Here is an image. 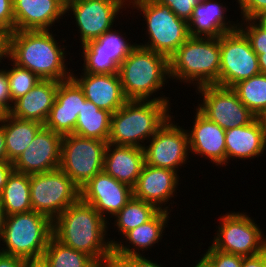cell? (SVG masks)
Returning <instances> with one entry per match:
<instances>
[{"mask_svg": "<svg viewBox=\"0 0 266 267\" xmlns=\"http://www.w3.org/2000/svg\"><path fill=\"white\" fill-rule=\"evenodd\" d=\"M232 89L255 117H259L266 109V74L260 73L242 80Z\"/></svg>", "mask_w": 266, "mask_h": 267, "instance_id": "obj_33", "label": "cell"}, {"mask_svg": "<svg viewBox=\"0 0 266 267\" xmlns=\"http://www.w3.org/2000/svg\"><path fill=\"white\" fill-rule=\"evenodd\" d=\"M220 2L205 0L195 6L188 22L190 37L219 38L225 33L238 29L239 23L230 21L226 15L228 6Z\"/></svg>", "mask_w": 266, "mask_h": 267, "instance_id": "obj_23", "label": "cell"}, {"mask_svg": "<svg viewBox=\"0 0 266 267\" xmlns=\"http://www.w3.org/2000/svg\"><path fill=\"white\" fill-rule=\"evenodd\" d=\"M125 35V36H123ZM126 33L111 29L96 40L82 46L83 70L91 74L118 72L121 62L130 54L137 43L131 44ZM127 39V40H126Z\"/></svg>", "mask_w": 266, "mask_h": 267, "instance_id": "obj_15", "label": "cell"}, {"mask_svg": "<svg viewBox=\"0 0 266 267\" xmlns=\"http://www.w3.org/2000/svg\"><path fill=\"white\" fill-rule=\"evenodd\" d=\"M71 77L82 88L85 98L99 109L113 114L128 101L124 95L118 72L110 74L81 72L79 78L72 72Z\"/></svg>", "mask_w": 266, "mask_h": 267, "instance_id": "obj_22", "label": "cell"}, {"mask_svg": "<svg viewBox=\"0 0 266 267\" xmlns=\"http://www.w3.org/2000/svg\"><path fill=\"white\" fill-rule=\"evenodd\" d=\"M55 36L52 30L14 31L8 35L7 60L41 79L67 80L73 71L66 66L67 46L59 44Z\"/></svg>", "mask_w": 266, "mask_h": 267, "instance_id": "obj_2", "label": "cell"}, {"mask_svg": "<svg viewBox=\"0 0 266 267\" xmlns=\"http://www.w3.org/2000/svg\"><path fill=\"white\" fill-rule=\"evenodd\" d=\"M225 139L227 166L231 159H255L266 150V129L258 117L248 125L225 130Z\"/></svg>", "mask_w": 266, "mask_h": 267, "instance_id": "obj_24", "label": "cell"}, {"mask_svg": "<svg viewBox=\"0 0 266 267\" xmlns=\"http://www.w3.org/2000/svg\"><path fill=\"white\" fill-rule=\"evenodd\" d=\"M63 3H65V4H67V3H69V2H71V1H73V0H61Z\"/></svg>", "mask_w": 266, "mask_h": 267, "instance_id": "obj_55", "label": "cell"}, {"mask_svg": "<svg viewBox=\"0 0 266 267\" xmlns=\"http://www.w3.org/2000/svg\"><path fill=\"white\" fill-rule=\"evenodd\" d=\"M170 79L194 85L220 86V37H189L169 58Z\"/></svg>", "mask_w": 266, "mask_h": 267, "instance_id": "obj_5", "label": "cell"}, {"mask_svg": "<svg viewBox=\"0 0 266 267\" xmlns=\"http://www.w3.org/2000/svg\"><path fill=\"white\" fill-rule=\"evenodd\" d=\"M25 267H44L40 262H28Z\"/></svg>", "mask_w": 266, "mask_h": 267, "instance_id": "obj_53", "label": "cell"}, {"mask_svg": "<svg viewBox=\"0 0 266 267\" xmlns=\"http://www.w3.org/2000/svg\"><path fill=\"white\" fill-rule=\"evenodd\" d=\"M198 3H201V2H203V1H205V0H196Z\"/></svg>", "mask_w": 266, "mask_h": 267, "instance_id": "obj_56", "label": "cell"}, {"mask_svg": "<svg viewBox=\"0 0 266 267\" xmlns=\"http://www.w3.org/2000/svg\"><path fill=\"white\" fill-rule=\"evenodd\" d=\"M112 113L99 109L88 99L82 104L78 114L74 135L83 138H95L108 142L111 130Z\"/></svg>", "mask_w": 266, "mask_h": 267, "instance_id": "obj_29", "label": "cell"}, {"mask_svg": "<svg viewBox=\"0 0 266 267\" xmlns=\"http://www.w3.org/2000/svg\"><path fill=\"white\" fill-rule=\"evenodd\" d=\"M172 118L175 117L171 116L143 149L145 164L178 172L189 160L190 149L187 131Z\"/></svg>", "mask_w": 266, "mask_h": 267, "instance_id": "obj_14", "label": "cell"}, {"mask_svg": "<svg viewBox=\"0 0 266 267\" xmlns=\"http://www.w3.org/2000/svg\"><path fill=\"white\" fill-rule=\"evenodd\" d=\"M65 11L61 0H13L15 31L50 30L68 16Z\"/></svg>", "mask_w": 266, "mask_h": 267, "instance_id": "obj_21", "label": "cell"}, {"mask_svg": "<svg viewBox=\"0 0 266 267\" xmlns=\"http://www.w3.org/2000/svg\"><path fill=\"white\" fill-rule=\"evenodd\" d=\"M196 262V265H194L193 267H211L203 257H201V259L197 260Z\"/></svg>", "mask_w": 266, "mask_h": 267, "instance_id": "obj_50", "label": "cell"}, {"mask_svg": "<svg viewBox=\"0 0 266 267\" xmlns=\"http://www.w3.org/2000/svg\"><path fill=\"white\" fill-rule=\"evenodd\" d=\"M85 100L82 88L72 77L60 81L55 102L44 126L62 136L73 134Z\"/></svg>", "mask_w": 266, "mask_h": 267, "instance_id": "obj_19", "label": "cell"}, {"mask_svg": "<svg viewBox=\"0 0 266 267\" xmlns=\"http://www.w3.org/2000/svg\"><path fill=\"white\" fill-rule=\"evenodd\" d=\"M40 263L44 267H100L86 253L65 246L53 236L48 242Z\"/></svg>", "mask_w": 266, "mask_h": 267, "instance_id": "obj_31", "label": "cell"}, {"mask_svg": "<svg viewBox=\"0 0 266 267\" xmlns=\"http://www.w3.org/2000/svg\"><path fill=\"white\" fill-rule=\"evenodd\" d=\"M171 212L159 210L149 221L128 231L125 241H119L113 246V251L121 256H143L154 244L161 242L165 228L168 227ZM167 224V225H166ZM125 242V244H124ZM131 245V246H130ZM145 250V251H144ZM142 251V252H140ZM144 251V252H143ZM142 253V254H141Z\"/></svg>", "mask_w": 266, "mask_h": 267, "instance_id": "obj_25", "label": "cell"}, {"mask_svg": "<svg viewBox=\"0 0 266 267\" xmlns=\"http://www.w3.org/2000/svg\"><path fill=\"white\" fill-rule=\"evenodd\" d=\"M171 104L156 100H128L111 116L108 143L144 148L146 141L171 117Z\"/></svg>", "mask_w": 266, "mask_h": 267, "instance_id": "obj_4", "label": "cell"}, {"mask_svg": "<svg viewBox=\"0 0 266 267\" xmlns=\"http://www.w3.org/2000/svg\"><path fill=\"white\" fill-rule=\"evenodd\" d=\"M258 57L260 72L266 74V50H253Z\"/></svg>", "mask_w": 266, "mask_h": 267, "instance_id": "obj_47", "label": "cell"}, {"mask_svg": "<svg viewBox=\"0 0 266 267\" xmlns=\"http://www.w3.org/2000/svg\"><path fill=\"white\" fill-rule=\"evenodd\" d=\"M8 33L0 28V63L8 58ZM4 57V58H3ZM0 64V65H1Z\"/></svg>", "mask_w": 266, "mask_h": 267, "instance_id": "obj_45", "label": "cell"}, {"mask_svg": "<svg viewBox=\"0 0 266 267\" xmlns=\"http://www.w3.org/2000/svg\"><path fill=\"white\" fill-rule=\"evenodd\" d=\"M257 20L266 28V14L257 18Z\"/></svg>", "mask_w": 266, "mask_h": 267, "instance_id": "obj_54", "label": "cell"}, {"mask_svg": "<svg viewBox=\"0 0 266 267\" xmlns=\"http://www.w3.org/2000/svg\"><path fill=\"white\" fill-rule=\"evenodd\" d=\"M63 136L43 126L33 141L12 163L14 171L35 174L58 169Z\"/></svg>", "mask_w": 266, "mask_h": 267, "instance_id": "obj_17", "label": "cell"}, {"mask_svg": "<svg viewBox=\"0 0 266 267\" xmlns=\"http://www.w3.org/2000/svg\"><path fill=\"white\" fill-rule=\"evenodd\" d=\"M242 20L257 19L266 14V0H237Z\"/></svg>", "mask_w": 266, "mask_h": 267, "instance_id": "obj_38", "label": "cell"}, {"mask_svg": "<svg viewBox=\"0 0 266 267\" xmlns=\"http://www.w3.org/2000/svg\"><path fill=\"white\" fill-rule=\"evenodd\" d=\"M132 197L133 188L119 182L104 170L97 173L80 189V199L92 205L108 223L109 218H113Z\"/></svg>", "mask_w": 266, "mask_h": 267, "instance_id": "obj_16", "label": "cell"}, {"mask_svg": "<svg viewBox=\"0 0 266 267\" xmlns=\"http://www.w3.org/2000/svg\"><path fill=\"white\" fill-rule=\"evenodd\" d=\"M168 6L180 19L190 21L193 9L198 4L196 0H155Z\"/></svg>", "mask_w": 266, "mask_h": 267, "instance_id": "obj_37", "label": "cell"}, {"mask_svg": "<svg viewBox=\"0 0 266 267\" xmlns=\"http://www.w3.org/2000/svg\"><path fill=\"white\" fill-rule=\"evenodd\" d=\"M5 68L0 69V104L9 112L13 106L9 92V81Z\"/></svg>", "mask_w": 266, "mask_h": 267, "instance_id": "obj_41", "label": "cell"}, {"mask_svg": "<svg viewBox=\"0 0 266 267\" xmlns=\"http://www.w3.org/2000/svg\"><path fill=\"white\" fill-rule=\"evenodd\" d=\"M239 29L249 39L252 50H266V28L257 19H245Z\"/></svg>", "mask_w": 266, "mask_h": 267, "instance_id": "obj_35", "label": "cell"}, {"mask_svg": "<svg viewBox=\"0 0 266 267\" xmlns=\"http://www.w3.org/2000/svg\"><path fill=\"white\" fill-rule=\"evenodd\" d=\"M118 75L127 100L170 102L164 93L154 97L170 80L169 58L165 55L137 44L121 62Z\"/></svg>", "mask_w": 266, "mask_h": 267, "instance_id": "obj_3", "label": "cell"}, {"mask_svg": "<svg viewBox=\"0 0 266 267\" xmlns=\"http://www.w3.org/2000/svg\"><path fill=\"white\" fill-rule=\"evenodd\" d=\"M58 84L56 80L42 79L32 90L13 102L9 114L44 125L55 102Z\"/></svg>", "mask_w": 266, "mask_h": 267, "instance_id": "obj_26", "label": "cell"}, {"mask_svg": "<svg viewBox=\"0 0 266 267\" xmlns=\"http://www.w3.org/2000/svg\"><path fill=\"white\" fill-rule=\"evenodd\" d=\"M0 202L6 216L31 211L30 175L13 170L0 194Z\"/></svg>", "mask_w": 266, "mask_h": 267, "instance_id": "obj_30", "label": "cell"}, {"mask_svg": "<svg viewBox=\"0 0 266 267\" xmlns=\"http://www.w3.org/2000/svg\"><path fill=\"white\" fill-rule=\"evenodd\" d=\"M0 161H7L5 136H4L3 126L1 124H0Z\"/></svg>", "mask_w": 266, "mask_h": 267, "instance_id": "obj_48", "label": "cell"}, {"mask_svg": "<svg viewBox=\"0 0 266 267\" xmlns=\"http://www.w3.org/2000/svg\"><path fill=\"white\" fill-rule=\"evenodd\" d=\"M1 125L5 136L7 161L12 163L23 153L37 132L44 126L40 122L19 119L9 113Z\"/></svg>", "mask_w": 266, "mask_h": 267, "instance_id": "obj_28", "label": "cell"}, {"mask_svg": "<svg viewBox=\"0 0 266 267\" xmlns=\"http://www.w3.org/2000/svg\"><path fill=\"white\" fill-rule=\"evenodd\" d=\"M130 7L142 12L146 24L144 30L149 40L138 45L170 58L190 37L188 23L168 6L155 0H130L128 8Z\"/></svg>", "mask_w": 266, "mask_h": 267, "instance_id": "obj_7", "label": "cell"}, {"mask_svg": "<svg viewBox=\"0 0 266 267\" xmlns=\"http://www.w3.org/2000/svg\"><path fill=\"white\" fill-rule=\"evenodd\" d=\"M9 112L0 104V124L4 121Z\"/></svg>", "mask_w": 266, "mask_h": 267, "instance_id": "obj_51", "label": "cell"}, {"mask_svg": "<svg viewBox=\"0 0 266 267\" xmlns=\"http://www.w3.org/2000/svg\"><path fill=\"white\" fill-rule=\"evenodd\" d=\"M108 142L83 138L74 134L63 136L59 168L81 189L97 173L103 171Z\"/></svg>", "mask_w": 266, "mask_h": 267, "instance_id": "obj_10", "label": "cell"}, {"mask_svg": "<svg viewBox=\"0 0 266 267\" xmlns=\"http://www.w3.org/2000/svg\"><path fill=\"white\" fill-rule=\"evenodd\" d=\"M201 256L211 267H241L243 259L242 256L219 251L212 246H209L206 252Z\"/></svg>", "mask_w": 266, "mask_h": 267, "instance_id": "obj_36", "label": "cell"}, {"mask_svg": "<svg viewBox=\"0 0 266 267\" xmlns=\"http://www.w3.org/2000/svg\"><path fill=\"white\" fill-rule=\"evenodd\" d=\"M257 54L238 28L220 36V86L232 88L238 82L260 74Z\"/></svg>", "mask_w": 266, "mask_h": 267, "instance_id": "obj_11", "label": "cell"}, {"mask_svg": "<svg viewBox=\"0 0 266 267\" xmlns=\"http://www.w3.org/2000/svg\"><path fill=\"white\" fill-rule=\"evenodd\" d=\"M159 209L149 202L132 197L129 202L115 215L114 227L118 234L125 235L128 231L149 221ZM120 232V233H119Z\"/></svg>", "mask_w": 266, "mask_h": 267, "instance_id": "obj_32", "label": "cell"}, {"mask_svg": "<svg viewBox=\"0 0 266 267\" xmlns=\"http://www.w3.org/2000/svg\"><path fill=\"white\" fill-rule=\"evenodd\" d=\"M129 2L130 0H73L67 3L65 12L68 15L73 12L81 46L114 28V22L119 18L117 15L123 13Z\"/></svg>", "mask_w": 266, "mask_h": 267, "instance_id": "obj_12", "label": "cell"}, {"mask_svg": "<svg viewBox=\"0 0 266 267\" xmlns=\"http://www.w3.org/2000/svg\"><path fill=\"white\" fill-rule=\"evenodd\" d=\"M12 162L0 161V194L2 193L4 186L6 185L7 178L13 171Z\"/></svg>", "mask_w": 266, "mask_h": 267, "instance_id": "obj_44", "label": "cell"}, {"mask_svg": "<svg viewBox=\"0 0 266 267\" xmlns=\"http://www.w3.org/2000/svg\"><path fill=\"white\" fill-rule=\"evenodd\" d=\"M195 90L203 98L196 108L224 130L248 125L256 118L232 88L206 85Z\"/></svg>", "mask_w": 266, "mask_h": 267, "instance_id": "obj_13", "label": "cell"}, {"mask_svg": "<svg viewBox=\"0 0 266 267\" xmlns=\"http://www.w3.org/2000/svg\"><path fill=\"white\" fill-rule=\"evenodd\" d=\"M27 263L23 258L0 252V267H25Z\"/></svg>", "mask_w": 266, "mask_h": 267, "instance_id": "obj_42", "label": "cell"}, {"mask_svg": "<svg viewBox=\"0 0 266 267\" xmlns=\"http://www.w3.org/2000/svg\"><path fill=\"white\" fill-rule=\"evenodd\" d=\"M148 258L149 257L146 258L145 255L135 256V267H163L161 264H158L157 261Z\"/></svg>", "mask_w": 266, "mask_h": 267, "instance_id": "obj_46", "label": "cell"}, {"mask_svg": "<svg viewBox=\"0 0 266 267\" xmlns=\"http://www.w3.org/2000/svg\"><path fill=\"white\" fill-rule=\"evenodd\" d=\"M5 218H6V215H5V212H4L3 207L1 205V202H0V240H1V237H2V234H3Z\"/></svg>", "mask_w": 266, "mask_h": 267, "instance_id": "obj_49", "label": "cell"}, {"mask_svg": "<svg viewBox=\"0 0 266 267\" xmlns=\"http://www.w3.org/2000/svg\"><path fill=\"white\" fill-rule=\"evenodd\" d=\"M100 267H135V256L125 257L112 251L102 261Z\"/></svg>", "mask_w": 266, "mask_h": 267, "instance_id": "obj_40", "label": "cell"}, {"mask_svg": "<svg viewBox=\"0 0 266 267\" xmlns=\"http://www.w3.org/2000/svg\"><path fill=\"white\" fill-rule=\"evenodd\" d=\"M11 64L12 67L10 69L6 68V72L9 81V92L13 103L32 90L42 79L30 70L17 66L12 61Z\"/></svg>", "mask_w": 266, "mask_h": 267, "instance_id": "obj_34", "label": "cell"}, {"mask_svg": "<svg viewBox=\"0 0 266 267\" xmlns=\"http://www.w3.org/2000/svg\"><path fill=\"white\" fill-rule=\"evenodd\" d=\"M145 164L143 148L108 143L103 170L133 188Z\"/></svg>", "mask_w": 266, "mask_h": 267, "instance_id": "obj_27", "label": "cell"}, {"mask_svg": "<svg viewBox=\"0 0 266 267\" xmlns=\"http://www.w3.org/2000/svg\"><path fill=\"white\" fill-rule=\"evenodd\" d=\"M30 198L32 210L48 216L53 221L80 199V189L58 168L30 174Z\"/></svg>", "mask_w": 266, "mask_h": 267, "instance_id": "obj_9", "label": "cell"}, {"mask_svg": "<svg viewBox=\"0 0 266 267\" xmlns=\"http://www.w3.org/2000/svg\"><path fill=\"white\" fill-rule=\"evenodd\" d=\"M52 230L53 221L34 210L6 216L0 252L28 262H40L53 236Z\"/></svg>", "mask_w": 266, "mask_h": 267, "instance_id": "obj_6", "label": "cell"}, {"mask_svg": "<svg viewBox=\"0 0 266 267\" xmlns=\"http://www.w3.org/2000/svg\"><path fill=\"white\" fill-rule=\"evenodd\" d=\"M195 111L192 130L186 129L190 153L205 157L216 166L226 167L225 130L210 121L197 108Z\"/></svg>", "mask_w": 266, "mask_h": 267, "instance_id": "obj_20", "label": "cell"}, {"mask_svg": "<svg viewBox=\"0 0 266 267\" xmlns=\"http://www.w3.org/2000/svg\"><path fill=\"white\" fill-rule=\"evenodd\" d=\"M108 225L92 205L79 199L53 220L52 233L56 240L86 253L100 265L118 242L108 238Z\"/></svg>", "mask_w": 266, "mask_h": 267, "instance_id": "obj_1", "label": "cell"}, {"mask_svg": "<svg viewBox=\"0 0 266 267\" xmlns=\"http://www.w3.org/2000/svg\"><path fill=\"white\" fill-rule=\"evenodd\" d=\"M241 267H266V250L255 256L243 257Z\"/></svg>", "mask_w": 266, "mask_h": 267, "instance_id": "obj_43", "label": "cell"}, {"mask_svg": "<svg viewBox=\"0 0 266 267\" xmlns=\"http://www.w3.org/2000/svg\"><path fill=\"white\" fill-rule=\"evenodd\" d=\"M178 172L144 164L133 187V197L154 204L159 210H170L168 202L177 196L180 176ZM176 193V194H175ZM164 205V206H163ZM166 206V207H165ZM169 208V209H168Z\"/></svg>", "mask_w": 266, "mask_h": 267, "instance_id": "obj_18", "label": "cell"}, {"mask_svg": "<svg viewBox=\"0 0 266 267\" xmlns=\"http://www.w3.org/2000/svg\"><path fill=\"white\" fill-rule=\"evenodd\" d=\"M247 212H227L220 216L211 246L219 251L242 257L255 256L266 250V236Z\"/></svg>", "mask_w": 266, "mask_h": 267, "instance_id": "obj_8", "label": "cell"}, {"mask_svg": "<svg viewBox=\"0 0 266 267\" xmlns=\"http://www.w3.org/2000/svg\"><path fill=\"white\" fill-rule=\"evenodd\" d=\"M263 127L266 129V109L263 113L258 117Z\"/></svg>", "mask_w": 266, "mask_h": 267, "instance_id": "obj_52", "label": "cell"}, {"mask_svg": "<svg viewBox=\"0 0 266 267\" xmlns=\"http://www.w3.org/2000/svg\"><path fill=\"white\" fill-rule=\"evenodd\" d=\"M0 28L8 34L15 31L13 0H0Z\"/></svg>", "mask_w": 266, "mask_h": 267, "instance_id": "obj_39", "label": "cell"}]
</instances>
